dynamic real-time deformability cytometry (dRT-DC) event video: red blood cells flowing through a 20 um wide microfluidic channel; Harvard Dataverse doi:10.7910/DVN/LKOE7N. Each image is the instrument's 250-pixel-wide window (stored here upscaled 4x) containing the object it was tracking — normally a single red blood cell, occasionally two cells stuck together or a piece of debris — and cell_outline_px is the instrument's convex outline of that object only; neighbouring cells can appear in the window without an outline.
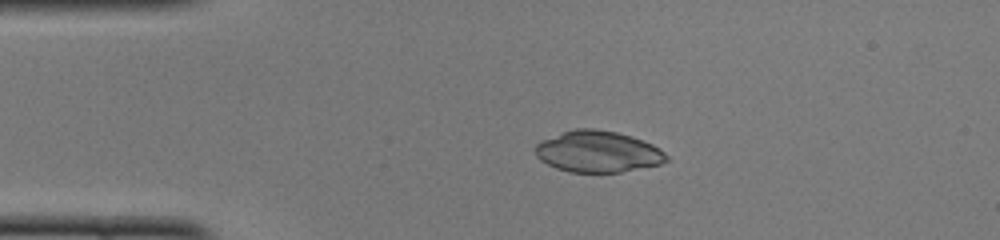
{"species": "common noctule bat (a hibernating species)", "species_latin": "Nyctalus noctula", "temperature_condition": "cold", "stored_images_in_passage": 41, "camera_frame_rate_fps": 3000, "um_per_image_px": 0.085, "animal": {"sex": "female", "body_mass_g": 22.0, "forearm_length_mm": 56.7}, "frame": {"image": 1, "passage_image": 1, "time_ms": 0.0, "image_size_px": [1000, 240], "cell_outline_px": [[668, 160], [660, 164], [620, 172], [568, 172], [556, 168], [540, 160], [536, 156], [536, 144], [540, 140], [576, 128], [596, 128], [616, 132], [632, 136], [652, 144], [660, 148], [668, 156]], "centroid_in_image_um": [50.82, 12.88], "position_along_channel_um": 34.2, "area_um2": 31.62}}